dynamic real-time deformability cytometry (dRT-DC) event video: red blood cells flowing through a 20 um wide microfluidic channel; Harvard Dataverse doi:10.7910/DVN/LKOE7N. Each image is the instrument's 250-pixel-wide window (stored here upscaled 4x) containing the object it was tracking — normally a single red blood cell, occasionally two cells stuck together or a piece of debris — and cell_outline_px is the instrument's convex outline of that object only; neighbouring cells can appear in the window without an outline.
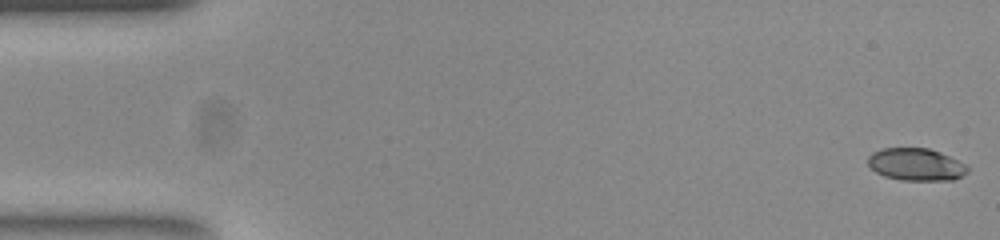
{"species": "common noctule bat (a hibernating species)", "species_latin": "Nyctalus noctula", "temperature_condition": "room temperature", "stored_images_in_passage": 53, "camera_frame_rate_fps": 3000, "um_per_image_px": 0.085, "animal": {"sex": "female", "body_mass_g": 23.0, "forearm_length_mm": 53.4}, "frame": {"image": 1, "passage_image": 1, "time_ms": 0.0, "image_size_px": [1000, 240], "cell_outline_px": [[968, 172], [952, 180], [900, 180], [884, 176], [876, 172], [868, 164], [868, 156], [872, 152], [880, 148], [928, 148], [940, 152], [964, 164], [968, 168]], "centroid_in_image_um": [77.82, 13.97], "position_along_channel_um": 7.2, "area_um2": 18.67}}
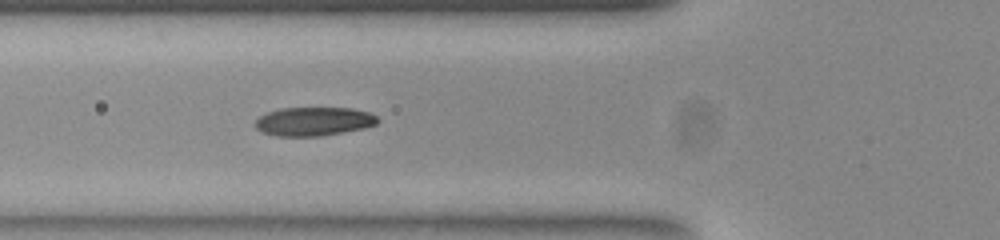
{"frame": {"image": 2, "passage_image": 19, "time_ms": 6.0, "image_size_px": [1000, 240], "cell_outline_px": [[380, 120], [376, 124], [364, 128], [320, 136], [276, 136], [264, 132], [256, 128], [256, 120], [260, 116], [268, 112], [280, 108], [352, 108], [368, 112], [376, 116]], "centroid_in_image_um": [26.68, 10.32], "position_along_channel_um": 99.1, "area_um2": 20.35}}
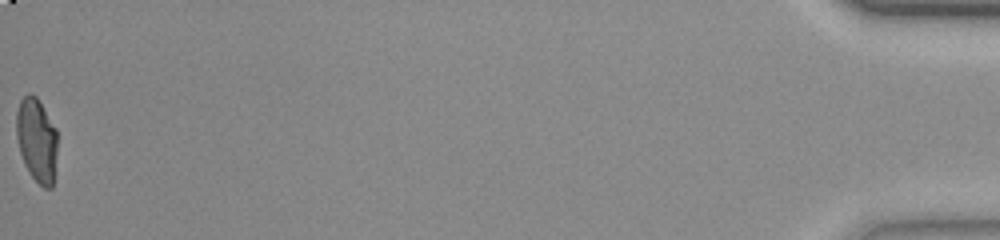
{"frame": {"image": 3, "passage_image": 53, "time_ms": 17.333, "image_size_px": [1000, 240], "cell_outline_px": [[56, 152], [52, 188], [44, 188], [32, 176], [24, 164], [20, 152], [16, 136], [16, 112], [20, 100], [28, 92], [36, 96], [56, 128]], "centroid_in_image_um": [3.1, 11.87], "position_along_channel_um": 432.1, "area_um2": 19.88}, "authors_computed_cell_mechanics": {"area_um2": 20.2878, "velocity_mm_per_s": 3.8759, "shape_relaxation_time_tau1_ms": 5.9304, "shape_relaxation_time_tau2_ms": null, "deformation_change_tau1": 0.2337, "deformation_change_tau2": null}}